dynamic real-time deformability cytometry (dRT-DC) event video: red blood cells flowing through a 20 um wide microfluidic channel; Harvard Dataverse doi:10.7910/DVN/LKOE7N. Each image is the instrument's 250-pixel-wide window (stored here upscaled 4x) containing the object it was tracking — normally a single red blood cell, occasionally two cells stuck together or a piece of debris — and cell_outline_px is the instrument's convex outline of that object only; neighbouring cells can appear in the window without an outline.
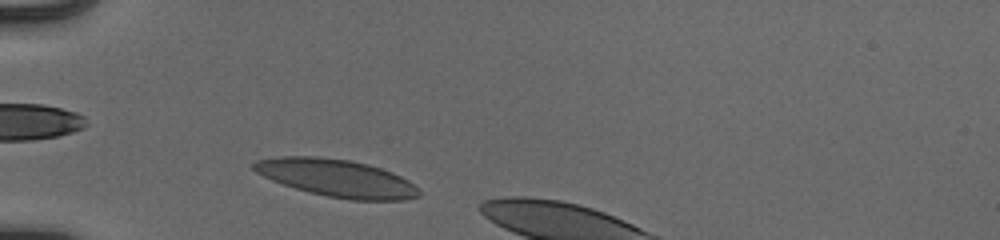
{"species": "human", "species_latin": "Homo sapiens", "temperature_condition": "cold", "stored_images_in_passage": 6, "camera_frame_rate_fps": 3000, "um_per_image_px": 0.085, "donor": {"sex": "male"}, "frame": {"image": 1, "passage_image": 2, "time_ms": 0.333, "image_size_px": [1000, 240], "cell_outline_px": [[420, 196], [404, 200], [352, 200], [328, 196], [308, 192], [272, 180], [256, 172], [252, 168], [252, 164], [256, 160], [280, 156], [316, 156], [348, 160], [368, 164], [392, 172], [408, 180], [420, 192]], "centroid_in_image_um": [28.6, 15.13], "position_along_channel_um": 56.4, "area_um2": 35.84}}